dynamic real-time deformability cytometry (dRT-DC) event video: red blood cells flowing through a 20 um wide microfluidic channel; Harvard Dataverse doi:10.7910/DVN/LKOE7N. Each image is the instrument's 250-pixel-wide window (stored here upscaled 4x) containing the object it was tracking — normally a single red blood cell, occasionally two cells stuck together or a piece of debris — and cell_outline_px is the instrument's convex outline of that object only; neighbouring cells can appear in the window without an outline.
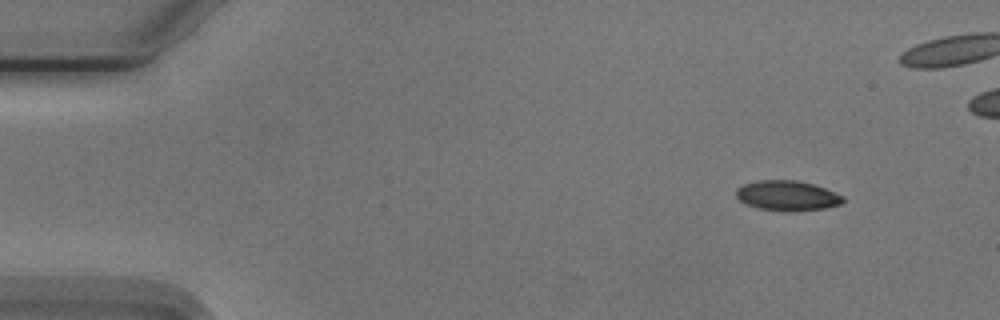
{"species": "Egyptian fruit bat (a non-hibernating species)", "species_latin": "Rousettus aegyptiacus", "temperature_condition": "cold", "stored_images_in_passage": 4, "camera_frame_rate_fps": 3000, "um_per_image_px": 0.085, "animal": {"sex": "male"}, "frame": {"image": 1, "passage_image": 1, "time_ms": 0.0, "image_size_px": [1000, 320], "cell_outline_px": [[844, 200], [840, 204], [824, 208], [792, 212], [760, 208], [748, 204], [740, 200], [736, 196], [736, 188], [744, 184], [760, 180], [796, 180], [812, 184], [824, 188], [844, 196]], "centroid_in_image_um": [66.92, 16.63], "position_along_channel_um": 18.1, "area_um2": 18.5}}